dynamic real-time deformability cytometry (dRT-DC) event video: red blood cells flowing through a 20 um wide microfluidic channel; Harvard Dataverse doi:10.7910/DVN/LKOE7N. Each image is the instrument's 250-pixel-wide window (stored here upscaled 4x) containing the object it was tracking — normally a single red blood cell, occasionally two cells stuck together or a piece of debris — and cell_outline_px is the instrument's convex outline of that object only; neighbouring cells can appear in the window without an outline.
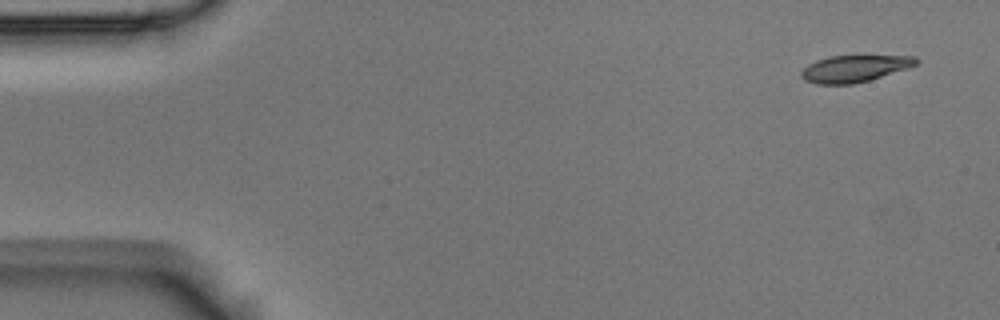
{"species": "Egyptian fruit bat (a non-hibernating species)", "species_latin": "Rousettus aegyptiacus", "temperature_condition": "room temperature", "stored_images_in_passage": 4, "camera_frame_rate_fps": 3000, "um_per_image_px": 0.085, "animal": {"sex": "male"}, "frame": {"image": 1, "passage_image": 1, "time_ms": 0.0, "image_size_px": [1000, 320], "cell_outline_px": [[920, 60], [916, 64], [908, 68], [868, 80], [852, 84], [816, 84], [804, 80], [800, 76], [800, 72], [808, 64], [816, 60], [828, 56], [916, 56]], "centroid_in_image_um": [72.6, 5.83], "position_along_channel_um": 12.4, "area_um2": 17.86}}
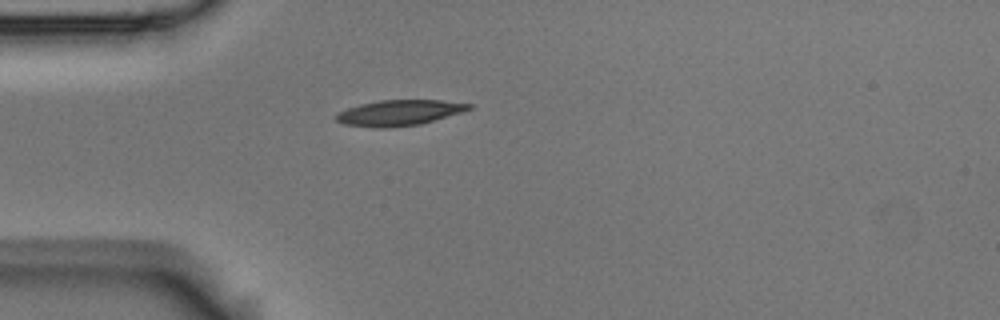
{"frame": {"image": 2, "passage_image": 4, "time_ms": 1.0, "image_size_px": [1000, 320], "cell_outline_px": [[472, 108], [460, 112], [420, 124], [384, 128], [376, 128], [344, 124], [336, 120], [336, 116], [340, 112], [348, 108], [360, 104], [380, 100], [440, 100], [472, 104]], "centroid_in_image_um": [33.91, 9.58], "position_along_channel_um": 51.1, "area_um2": 19.48}}